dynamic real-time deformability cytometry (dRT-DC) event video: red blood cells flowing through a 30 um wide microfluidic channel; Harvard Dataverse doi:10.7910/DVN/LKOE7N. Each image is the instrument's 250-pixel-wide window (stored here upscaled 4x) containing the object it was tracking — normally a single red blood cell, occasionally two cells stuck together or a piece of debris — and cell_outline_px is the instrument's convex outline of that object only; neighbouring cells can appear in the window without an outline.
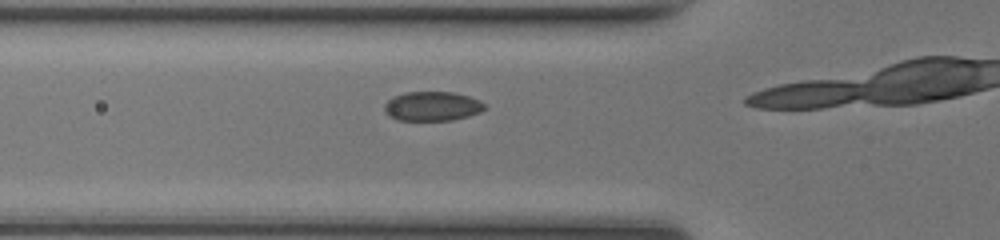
{"species": "common noctule bat (a hibernating species)", "species_latin": "Nyctalus noctula", "temperature_condition": "room temperature", "stored_images_in_passage": 12, "camera_frame_rate_fps": 3000, "um_per_image_px": 0.085, "animal": {"sex": "female", "body_mass_g": 17.0, "forearm_length_mm": 48.0}, "frame": {"image": 1, "passage_image": 9, "time_ms": 2.667, "image_size_px": [1000, 240], "cell_outline_px": [[488, 108], [480, 112], [468, 116], [452, 120], [396, 120], [388, 116], [384, 112], [384, 104], [392, 96], [404, 92], [452, 92], [468, 96], [480, 100]], "centroid_in_image_um": [36.71, 9.03], "position_along_channel_um": 89.1, "area_um2": 17.34}}